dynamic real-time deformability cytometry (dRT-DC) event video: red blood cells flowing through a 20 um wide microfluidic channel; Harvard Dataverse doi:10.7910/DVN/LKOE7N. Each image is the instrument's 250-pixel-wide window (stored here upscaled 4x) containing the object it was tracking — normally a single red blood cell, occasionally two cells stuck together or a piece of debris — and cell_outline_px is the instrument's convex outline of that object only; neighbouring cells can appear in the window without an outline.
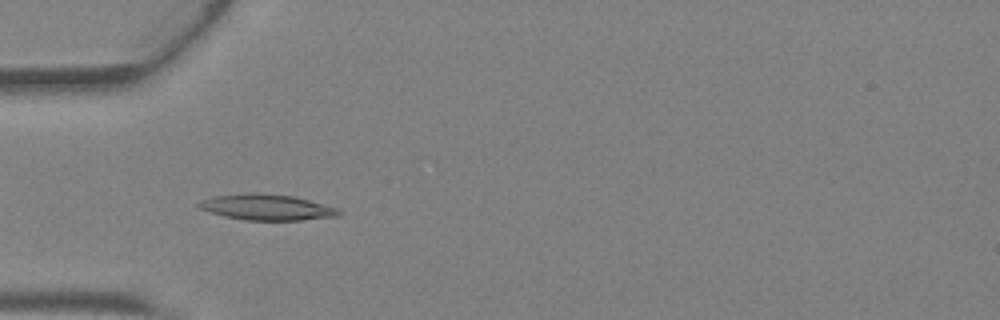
{"species": "Egyptian fruit bat (a non-hibernating species)", "species_latin": "Rousettus aegyptiacus", "temperature_condition": "warm", "stored_images_in_passage": 43, "camera_frame_rate_fps": 3000, "um_per_image_px": 0.085, "animal": {"sex": "female"}, "frame": {"image": 1, "passage_image": 14, "time_ms": 4.333, "image_size_px": [1000, 320], "cell_outline_px": [[344, 212], [340, 216], [300, 220], [244, 220], [224, 216], [208, 212], [200, 208], [196, 204], [204, 200], [216, 196], [244, 192], [260, 192], [292, 196], [340, 208]], "centroid_in_image_um": [22.72, 17.61], "position_along_channel_um": 62.3, "area_um2": 21.27}}
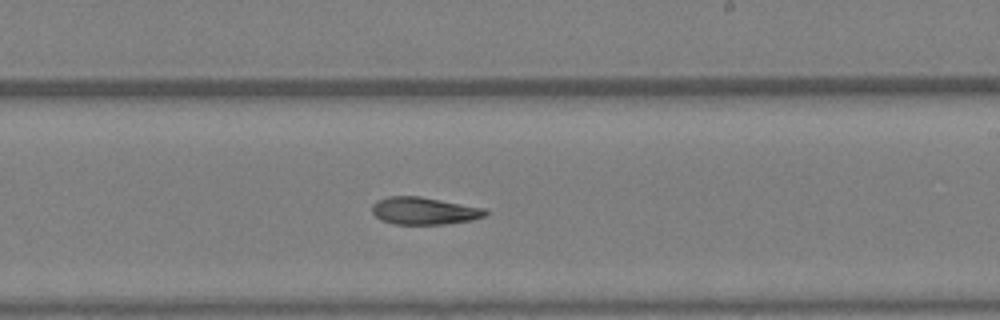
{"frame": {"image": 2, "passage_image": 26, "time_ms": 8.333, "image_size_px": [1000, 320], "cell_outline_px": [[488, 212], [484, 216], [472, 220], [448, 224], [396, 224], [380, 220], [372, 212], [372, 204], [376, 200], [388, 196], [420, 196], [484, 208]], "centroid_in_image_um": [36.02, 17.92], "position_along_channel_um": 253.0, "area_um2": 18.09}}
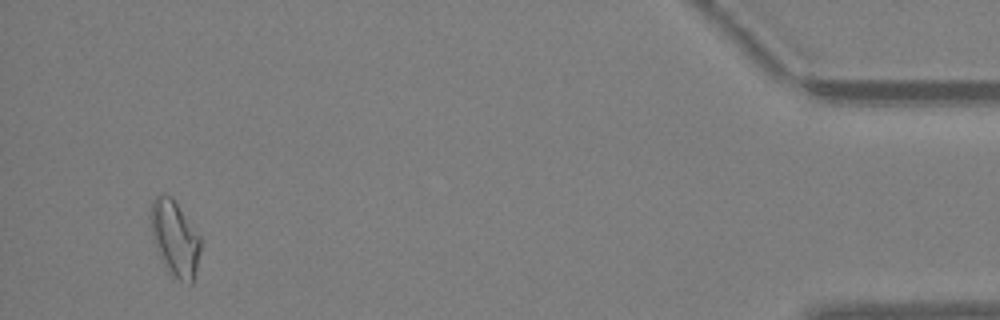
{"frame": {"image": 3, "passage_image": 41, "time_ms": 13.333, "image_size_px": [1000, 320], "cell_outline_px": [[200, 252], [192, 284], [188, 284], [180, 280], [168, 272], [164, 268], [160, 260], [152, 236], [152, 200], [160, 192], [164, 192], [172, 196], [200, 236]], "centroid_in_image_um": [14.86, 20.26], "position_along_channel_um": 420.3, "area_um2": 21.91}, "authors_computed_cell_mechanics": {"area_um2": 19.2474, "velocity_mm_per_s": 4.8385, "shape_relaxation_time_tau1_ms": 10.0019, "shape_relaxation_time_tau2_ms": null, "deformation_change_tau1": 0.2624, "deformation_change_tau2": null}}